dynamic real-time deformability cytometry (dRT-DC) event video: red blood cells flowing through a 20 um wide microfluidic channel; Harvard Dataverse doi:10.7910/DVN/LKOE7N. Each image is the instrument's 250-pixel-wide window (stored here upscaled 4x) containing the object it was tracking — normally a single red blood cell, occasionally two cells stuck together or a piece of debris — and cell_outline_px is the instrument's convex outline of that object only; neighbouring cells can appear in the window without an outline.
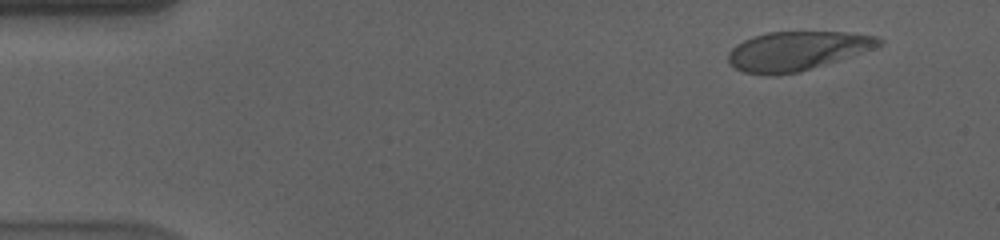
{"species": "human", "species_latin": "Homo sapiens", "temperature_condition": "cold", "stored_images_in_passage": 53, "camera_frame_rate_fps": 3000, "um_per_image_px": 0.085, "donor": {"sex": "male"}, "frame": {"image": 1, "passage_image": 1, "time_ms": 0.0, "image_size_px": [1000, 240], "cell_outline_px": [[884, 40], [880, 44], [872, 48], [800, 72], [776, 76], [772, 76], [744, 72], [728, 64], [728, 52], [736, 44], [752, 36], [768, 32], [844, 32], [876, 36]], "centroid_in_image_um": [67.65, 4.33], "position_along_channel_um": 17.3, "area_um2": 33.99}}
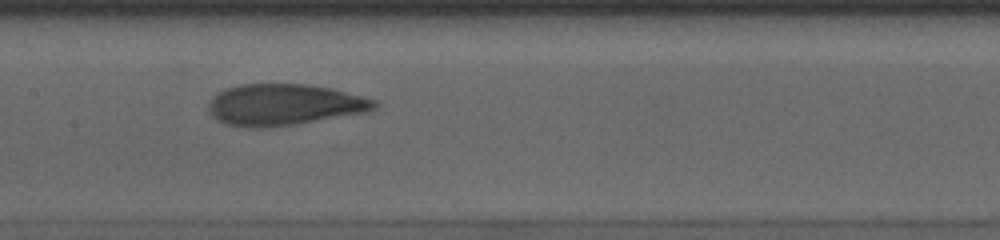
{"frame": {"image": 2, "passage_image": 24, "time_ms": 7.667, "image_size_px": [1000, 240], "cell_outline_px": [[380, 104], [376, 108], [368, 112], [272, 128], [248, 128], [224, 124], [216, 120], [212, 116], [208, 108], [208, 104], [212, 96], [216, 92], [224, 88], [240, 84], [308, 84], [328, 88], [376, 100]], "centroid_in_image_um": [24.1, 8.91], "position_along_channel_um": 183.3, "area_um2": 40.4}}
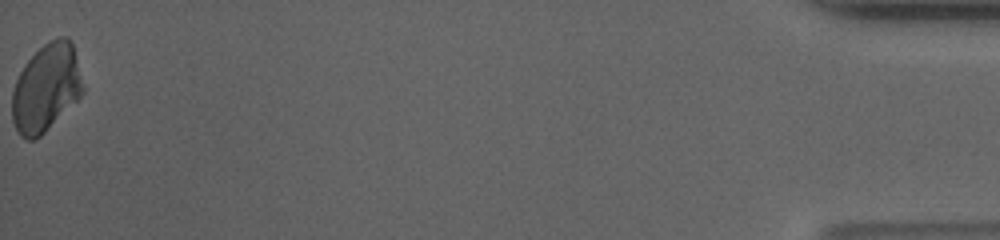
{"frame": {"image": 3, "passage_image": 53, "time_ms": 17.333, "image_size_px": [1000, 240], "cell_outline_px": [[84, 92], [36, 140], [28, 140], [20, 136], [12, 120], [12, 92], [16, 80], [24, 64], [44, 44], [60, 36], [68, 36], [72, 40], [84, 88]], "centroid_in_image_um": [3.91, 7.46], "position_along_channel_um": 431.3, "area_um2": 35.89}, "authors_computed_cell_mechanics": {"area_um2": 39.1306, "velocity_mm_per_s": 3.5732, "shape_relaxation_time_tau1_ms": 6.5366, "shape_relaxation_time_tau2_ms": 1.4297, "deformation_change_tau1": 0.1778, "deformation_change_tau2": 0.0444}}